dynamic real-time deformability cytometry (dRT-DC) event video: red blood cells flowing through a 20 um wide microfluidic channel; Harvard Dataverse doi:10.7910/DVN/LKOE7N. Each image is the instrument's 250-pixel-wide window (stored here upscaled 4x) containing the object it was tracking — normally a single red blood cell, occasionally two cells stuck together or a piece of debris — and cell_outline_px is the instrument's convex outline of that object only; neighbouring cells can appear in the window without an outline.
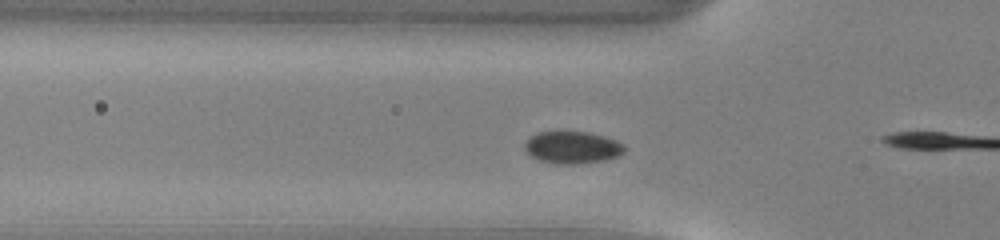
{"species": "common noctule bat (a hibernating species)", "species_latin": "Nyctalus noctula", "temperature_condition": "warm", "stored_images_in_passage": 5, "camera_frame_rate_fps": 3000, "um_per_image_px": 0.085, "animal": {"sex": "male", "body_mass_g": 13.0, "forearm_length_mm": 53.1}, "frame": {"image": 1, "passage_image": 4, "time_ms": 1.0, "image_size_px": [1000, 240], "cell_outline_px": [[624, 152], [616, 156], [604, 160], [572, 164], [556, 164], [540, 160], [532, 156], [524, 148], [524, 144], [528, 136], [536, 132], [588, 132], [604, 136], [616, 140], [624, 144]], "centroid_in_image_um": [48.62, 12.52], "position_along_channel_um": 77.2, "area_um2": 18.61}}